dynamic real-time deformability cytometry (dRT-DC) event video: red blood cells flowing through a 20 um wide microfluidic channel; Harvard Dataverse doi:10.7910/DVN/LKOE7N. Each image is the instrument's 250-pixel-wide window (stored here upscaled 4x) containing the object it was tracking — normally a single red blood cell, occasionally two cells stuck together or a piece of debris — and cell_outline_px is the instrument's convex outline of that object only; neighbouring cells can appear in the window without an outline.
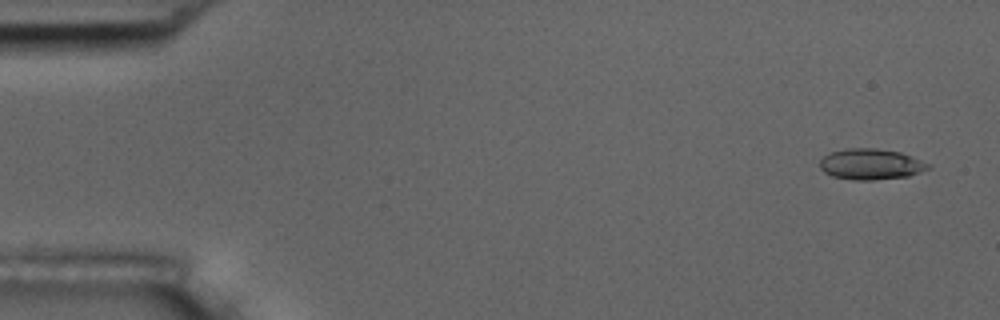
{"species": "common noctule bat (a hibernating species)", "species_latin": "Nyctalus noctula", "temperature_condition": "room temperature", "stored_images_in_passage": 5, "camera_frame_rate_fps": 3000, "um_per_image_px": 0.085, "animal": {"sex": "male", "body_mass_g": 17.5, "forearm_length_mm": 52.3}, "frame": {"image": 1, "passage_image": 1, "time_ms": 0.0, "image_size_px": [1000, 320], "cell_outline_px": [[932, 168], [908, 176], [872, 180], [852, 180], [832, 176], [824, 172], [820, 168], [820, 160], [824, 156], [832, 152], [844, 148], [876, 148], [900, 152], [912, 156], [932, 164]], "centroid_in_image_um": [74.05, 13.95], "position_along_channel_um": 10.9, "area_um2": 19.65}}
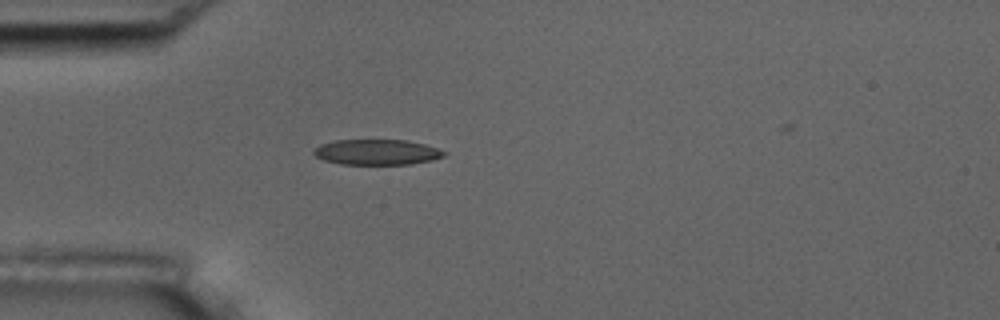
{"frame": {"image": 2, "passage_image": 5, "time_ms": 4.333, "image_size_px": [1000, 320], "cell_outline_px": [[448, 152], [444, 156], [432, 160], [412, 164], [340, 164], [324, 160], [316, 156], [312, 152], [312, 148], [320, 144], [336, 140], [408, 140], [424, 144]], "centroid_in_image_um": [32.01, 12.93], "position_along_channel_um": 53.0, "area_um2": 19.42}}